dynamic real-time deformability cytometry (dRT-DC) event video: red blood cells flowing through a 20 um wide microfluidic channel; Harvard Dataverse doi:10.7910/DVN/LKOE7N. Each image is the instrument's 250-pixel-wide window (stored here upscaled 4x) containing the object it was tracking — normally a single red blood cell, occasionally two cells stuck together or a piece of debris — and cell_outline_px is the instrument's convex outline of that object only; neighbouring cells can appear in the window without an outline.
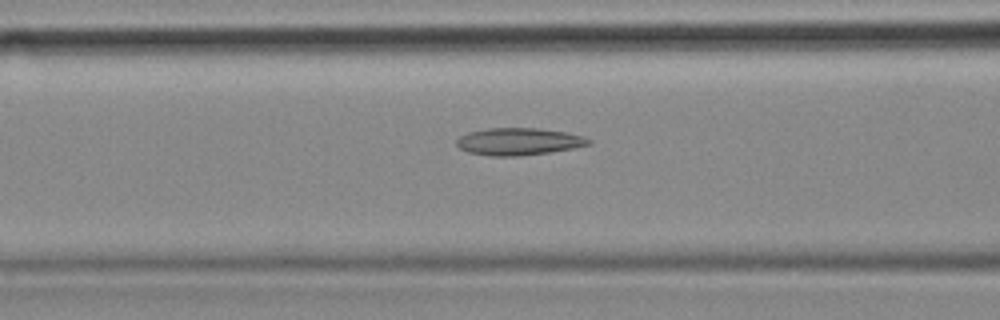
{"species": "common noctule bat (a hibernating species)", "species_latin": "Nyctalus noctula", "temperature_condition": "cold", "stored_images_in_passage": 40, "camera_frame_rate_fps": 3000, "um_per_image_px": 0.085, "animal": {"sex": "female", "body_mass_g": 18.4}, "frame": {"image": 1, "passage_image": 7, "time_ms": 2.0, "image_size_px": [1000, 320], "cell_outline_px": [[592, 144], [572, 148], [548, 152], [520, 156], [492, 156], [468, 152], [460, 148], [456, 144], [456, 140], [460, 136], [468, 132], [488, 128], [536, 128], [564, 132], [584, 136], [592, 140]], "centroid_in_image_um": [44.08, 12.03], "position_along_channel_um": 122.5, "area_um2": 20.87}}
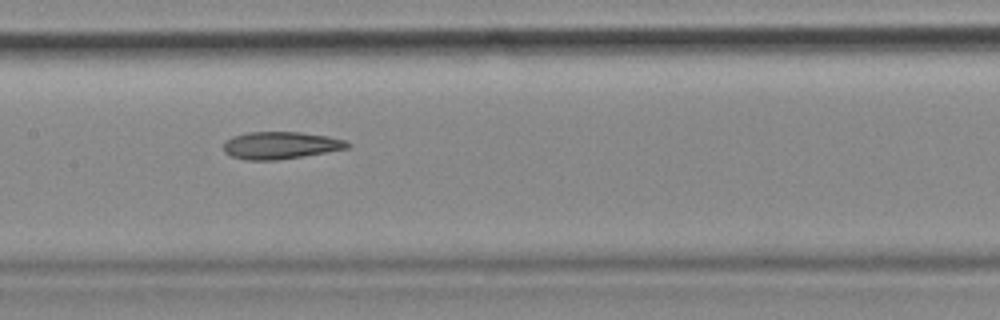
{"frame": {"image": 2, "passage_image": 12, "time_ms": 3.667, "image_size_px": [1000, 320], "cell_outline_px": [[352, 144], [348, 148], [276, 160], [248, 160], [232, 156], [224, 152], [224, 140], [232, 136], [248, 132], [300, 132], [328, 136], [344, 140]], "centroid_in_image_um": [23.81, 12.34], "position_along_channel_um": 183.6, "area_um2": 19.54}, "authors_computed_cell_mechanics": {"area_um2": 19.9699, "velocity_mm_per_s": 3.6693, "shape_relaxation_time_tau1_ms": null, "shape_relaxation_time_tau2_ms": 4.2945, "deformation_change_tau1": null, "deformation_change_tau2": 0.1225}}